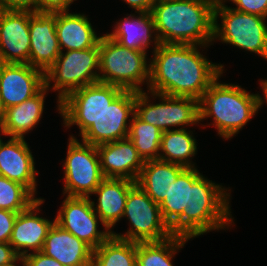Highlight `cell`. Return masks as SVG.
I'll return each mask as SVG.
<instances>
[{"mask_svg":"<svg viewBox=\"0 0 267 266\" xmlns=\"http://www.w3.org/2000/svg\"><path fill=\"white\" fill-rule=\"evenodd\" d=\"M198 168H185L170 183L165 199L159 204L164 221L170 226L186 206H190L191 184L201 175Z\"/></svg>","mask_w":267,"mask_h":266,"instance_id":"cell-27","label":"cell"},{"mask_svg":"<svg viewBox=\"0 0 267 266\" xmlns=\"http://www.w3.org/2000/svg\"><path fill=\"white\" fill-rule=\"evenodd\" d=\"M135 114V91L124 90L80 136L81 141L99 146L128 137Z\"/></svg>","mask_w":267,"mask_h":266,"instance_id":"cell-13","label":"cell"},{"mask_svg":"<svg viewBox=\"0 0 267 266\" xmlns=\"http://www.w3.org/2000/svg\"><path fill=\"white\" fill-rule=\"evenodd\" d=\"M207 48L210 47L160 43L152 52L153 57L150 56V78L146 90L199 100L210 84L225 71L224 64L213 63L203 55Z\"/></svg>","mask_w":267,"mask_h":266,"instance_id":"cell-1","label":"cell"},{"mask_svg":"<svg viewBox=\"0 0 267 266\" xmlns=\"http://www.w3.org/2000/svg\"><path fill=\"white\" fill-rule=\"evenodd\" d=\"M92 266H137L136 242L111 235L93 250Z\"/></svg>","mask_w":267,"mask_h":266,"instance_id":"cell-29","label":"cell"},{"mask_svg":"<svg viewBox=\"0 0 267 266\" xmlns=\"http://www.w3.org/2000/svg\"><path fill=\"white\" fill-rule=\"evenodd\" d=\"M222 72L198 100L199 124L212 125L223 140H231L259 111V97L239 84L219 81ZM211 123L202 124L206 119ZM202 122V123H201Z\"/></svg>","mask_w":267,"mask_h":266,"instance_id":"cell-4","label":"cell"},{"mask_svg":"<svg viewBox=\"0 0 267 266\" xmlns=\"http://www.w3.org/2000/svg\"><path fill=\"white\" fill-rule=\"evenodd\" d=\"M83 13H56V34L61 52L96 47L101 38Z\"/></svg>","mask_w":267,"mask_h":266,"instance_id":"cell-23","label":"cell"},{"mask_svg":"<svg viewBox=\"0 0 267 266\" xmlns=\"http://www.w3.org/2000/svg\"><path fill=\"white\" fill-rule=\"evenodd\" d=\"M193 132L187 128L162 132L158 159L185 168H196L192 159L198 152V142Z\"/></svg>","mask_w":267,"mask_h":266,"instance_id":"cell-26","label":"cell"},{"mask_svg":"<svg viewBox=\"0 0 267 266\" xmlns=\"http://www.w3.org/2000/svg\"><path fill=\"white\" fill-rule=\"evenodd\" d=\"M259 85L262 90V94H258L259 97V110L263 107L264 103L267 105V79H259Z\"/></svg>","mask_w":267,"mask_h":266,"instance_id":"cell-39","label":"cell"},{"mask_svg":"<svg viewBox=\"0 0 267 266\" xmlns=\"http://www.w3.org/2000/svg\"><path fill=\"white\" fill-rule=\"evenodd\" d=\"M226 4L223 0L215 4L213 45L220 41L267 61V18L234 10Z\"/></svg>","mask_w":267,"mask_h":266,"instance_id":"cell-6","label":"cell"},{"mask_svg":"<svg viewBox=\"0 0 267 266\" xmlns=\"http://www.w3.org/2000/svg\"><path fill=\"white\" fill-rule=\"evenodd\" d=\"M155 99H158L159 103H156ZM135 115L143 122L159 128L162 132L188 129L199 125L197 99L168 96L149 90L135 91Z\"/></svg>","mask_w":267,"mask_h":266,"instance_id":"cell-8","label":"cell"},{"mask_svg":"<svg viewBox=\"0 0 267 266\" xmlns=\"http://www.w3.org/2000/svg\"><path fill=\"white\" fill-rule=\"evenodd\" d=\"M45 86V73L30 64L0 63V99L5 109L36 95Z\"/></svg>","mask_w":267,"mask_h":266,"instance_id":"cell-15","label":"cell"},{"mask_svg":"<svg viewBox=\"0 0 267 266\" xmlns=\"http://www.w3.org/2000/svg\"><path fill=\"white\" fill-rule=\"evenodd\" d=\"M65 197L57 211L55 222L93 250L98 248L111 236V232L95 213L91 197ZM99 223L103 230L99 229Z\"/></svg>","mask_w":267,"mask_h":266,"instance_id":"cell-12","label":"cell"},{"mask_svg":"<svg viewBox=\"0 0 267 266\" xmlns=\"http://www.w3.org/2000/svg\"><path fill=\"white\" fill-rule=\"evenodd\" d=\"M38 199L25 186L0 176V209L20 213Z\"/></svg>","mask_w":267,"mask_h":266,"instance_id":"cell-31","label":"cell"},{"mask_svg":"<svg viewBox=\"0 0 267 266\" xmlns=\"http://www.w3.org/2000/svg\"><path fill=\"white\" fill-rule=\"evenodd\" d=\"M29 32V64L45 73L61 54L56 34V13L29 11Z\"/></svg>","mask_w":267,"mask_h":266,"instance_id":"cell-18","label":"cell"},{"mask_svg":"<svg viewBox=\"0 0 267 266\" xmlns=\"http://www.w3.org/2000/svg\"><path fill=\"white\" fill-rule=\"evenodd\" d=\"M28 266H63L52 257L46 256L43 252H34L24 256Z\"/></svg>","mask_w":267,"mask_h":266,"instance_id":"cell-36","label":"cell"},{"mask_svg":"<svg viewBox=\"0 0 267 266\" xmlns=\"http://www.w3.org/2000/svg\"><path fill=\"white\" fill-rule=\"evenodd\" d=\"M231 192V188L223 187L201 174L191 184L190 206H186L169 226L171 233L194 240L211 231L233 228L235 220L230 206Z\"/></svg>","mask_w":267,"mask_h":266,"instance_id":"cell-3","label":"cell"},{"mask_svg":"<svg viewBox=\"0 0 267 266\" xmlns=\"http://www.w3.org/2000/svg\"><path fill=\"white\" fill-rule=\"evenodd\" d=\"M123 91L121 87L97 82L71 92L60 102L58 112L64 128L76 125L81 136Z\"/></svg>","mask_w":267,"mask_h":266,"instance_id":"cell-11","label":"cell"},{"mask_svg":"<svg viewBox=\"0 0 267 266\" xmlns=\"http://www.w3.org/2000/svg\"><path fill=\"white\" fill-rule=\"evenodd\" d=\"M161 135L162 131L159 128L143 122L135 114L132 116L128 138L144 161L158 159Z\"/></svg>","mask_w":267,"mask_h":266,"instance_id":"cell-30","label":"cell"},{"mask_svg":"<svg viewBox=\"0 0 267 266\" xmlns=\"http://www.w3.org/2000/svg\"><path fill=\"white\" fill-rule=\"evenodd\" d=\"M104 178H124L136 182L145 161L127 137L96 146Z\"/></svg>","mask_w":267,"mask_h":266,"instance_id":"cell-19","label":"cell"},{"mask_svg":"<svg viewBox=\"0 0 267 266\" xmlns=\"http://www.w3.org/2000/svg\"><path fill=\"white\" fill-rule=\"evenodd\" d=\"M5 117V108L2 105L1 99H0V130L4 121Z\"/></svg>","mask_w":267,"mask_h":266,"instance_id":"cell-41","label":"cell"},{"mask_svg":"<svg viewBox=\"0 0 267 266\" xmlns=\"http://www.w3.org/2000/svg\"><path fill=\"white\" fill-rule=\"evenodd\" d=\"M29 11L0 10V63L29 64Z\"/></svg>","mask_w":267,"mask_h":266,"instance_id":"cell-16","label":"cell"},{"mask_svg":"<svg viewBox=\"0 0 267 266\" xmlns=\"http://www.w3.org/2000/svg\"><path fill=\"white\" fill-rule=\"evenodd\" d=\"M74 1L77 0H35V12L51 14L67 12Z\"/></svg>","mask_w":267,"mask_h":266,"instance_id":"cell-33","label":"cell"},{"mask_svg":"<svg viewBox=\"0 0 267 266\" xmlns=\"http://www.w3.org/2000/svg\"><path fill=\"white\" fill-rule=\"evenodd\" d=\"M41 252L63 266H92L93 249L56 222L49 229Z\"/></svg>","mask_w":267,"mask_h":266,"instance_id":"cell-22","label":"cell"},{"mask_svg":"<svg viewBox=\"0 0 267 266\" xmlns=\"http://www.w3.org/2000/svg\"><path fill=\"white\" fill-rule=\"evenodd\" d=\"M3 266H28V264L24 257H18L15 261Z\"/></svg>","mask_w":267,"mask_h":266,"instance_id":"cell-40","label":"cell"},{"mask_svg":"<svg viewBox=\"0 0 267 266\" xmlns=\"http://www.w3.org/2000/svg\"><path fill=\"white\" fill-rule=\"evenodd\" d=\"M3 138L0 134V176L25 186L36 197L40 173L29 143L25 138Z\"/></svg>","mask_w":267,"mask_h":266,"instance_id":"cell-14","label":"cell"},{"mask_svg":"<svg viewBox=\"0 0 267 266\" xmlns=\"http://www.w3.org/2000/svg\"><path fill=\"white\" fill-rule=\"evenodd\" d=\"M185 167L160 159L145 161L136 184L151 199L160 204L167 195L170 183L174 182Z\"/></svg>","mask_w":267,"mask_h":266,"instance_id":"cell-25","label":"cell"},{"mask_svg":"<svg viewBox=\"0 0 267 266\" xmlns=\"http://www.w3.org/2000/svg\"><path fill=\"white\" fill-rule=\"evenodd\" d=\"M44 202L42 197L17 214L9 243L19 257L42 251L47 233L55 223V218L50 220L43 214L40 216Z\"/></svg>","mask_w":267,"mask_h":266,"instance_id":"cell-17","label":"cell"},{"mask_svg":"<svg viewBox=\"0 0 267 266\" xmlns=\"http://www.w3.org/2000/svg\"><path fill=\"white\" fill-rule=\"evenodd\" d=\"M18 257L10 243L0 242V266L10 264Z\"/></svg>","mask_w":267,"mask_h":266,"instance_id":"cell-37","label":"cell"},{"mask_svg":"<svg viewBox=\"0 0 267 266\" xmlns=\"http://www.w3.org/2000/svg\"><path fill=\"white\" fill-rule=\"evenodd\" d=\"M97 82L99 44L88 49L61 52L54 64L45 72L46 88L57 93V112L60 111V102L68 94Z\"/></svg>","mask_w":267,"mask_h":266,"instance_id":"cell-7","label":"cell"},{"mask_svg":"<svg viewBox=\"0 0 267 266\" xmlns=\"http://www.w3.org/2000/svg\"><path fill=\"white\" fill-rule=\"evenodd\" d=\"M17 214L10 210L0 209V242L9 243Z\"/></svg>","mask_w":267,"mask_h":266,"instance_id":"cell-34","label":"cell"},{"mask_svg":"<svg viewBox=\"0 0 267 266\" xmlns=\"http://www.w3.org/2000/svg\"><path fill=\"white\" fill-rule=\"evenodd\" d=\"M135 184L124 178H104L92 193L97 197V201L91 198L93 209L110 232L122 220L128 192Z\"/></svg>","mask_w":267,"mask_h":266,"instance_id":"cell-21","label":"cell"},{"mask_svg":"<svg viewBox=\"0 0 267 266\" xmlns=\"http://www.w3.org/2000/svg\"><path fill=\"white\" fill-rule=\"evenodd\" d=\"M125 15L113 24V30L106 35L126 48L147 53L152 47L150 52H154L159 47L160 41L151 13L131 11V14Z\"/></svg>","mask_w":267,"mask_h":266,"instance_id":"cell-20","label":"cell"},{"mask_svg":"<svg viewBox=\"0 0 267 266\" xmlns=\"http://www.w3.org/2000/svg\"><path fill=\"white\" fill-rule=\"evenodd\" d=\"M0 10L35 12V0H0Z\"/></svg>","mask_w":267,"mask_h":266,"instance_id":"cell-35","label":"cell"},{"mask_svg":"<svg viewBox=\"0 0 267 266\" xmlns=\"http://www.w3.org/2000/svg\"><path fill=\"white\" fill-rule=\"evenodd\" d=\"M49 89L44 86L36 95L24 102L5 109V117L0 130L4 137L26 138L25 135L37 128L43 119L45 100Z\"/></svg>","mask_w":267,"mask_h":266,"instance_id":"cell-24","label":"cell"},{"mask_svg":"<svg viewBox=\"0 0 267 266\" xmlns=\"http://www.w3.org/2000/svg\"><path fill=\"white\" fill-rule=\"evenodd\" d=\"M134 12H151L154 0H122Z\"/></svg>","mask_w":267,"mask_h":266,"instance_id":"cell-38","label":"cell"},{"mask_svg":"<svg viewBox=\"0 0 267 266\" xmlns=\"http://www.w3.org/2000/svg\"><path fill=\"white\" fill-rule=\"evenodd\" d=\"M129 222L125 233L111 235L131 242L162 241L173 234L169 225L164 221L159 204L154 202L137 184L128 192L122 219Z\"/></svg>","mask_w":267,"mask_h":266,"instance_id":"cell-9","label":"cell"},{"mask_svg":"<svg viewBox=\"0 0 267 266\" xmlns=\"http://www.w3.org/2000/svg\"><path fill=\"white\" fill-rule=\"evenodd\" d=\"M189 240L172 235L162 241L136 243V264L137 266H174L172 260Z\"/></svg>","mask_w":267,"mask_h":266,"instance_id":"cell-28","label":"cell"},{"mask_svg":"<svg viewBox=\"0 0 267 266\" xmlns=\"http://www.w3.org/2000/svg\"><path fill=\"white\" fill-rule=\"evenodd\" d=\"M231 2L232 9L267 18V0H223Z\"/></svg>","mask_w":267,"mask_h":266,"instance_id":"cell-32","label":"cell"},{"mask_svg":"<svg viewBox=\"0 0 267 266\" xmlns=\"http://www.w3.org/2000/svg\"><path fill=\"white\" fill-rule=\"evenodd\" d=\"M148 53L126 48L102 34L99 40V82L136 92L148 88L150 58Z\"/></svg>","mask_w":267,"mask_h":266,"instance_id":"cell-5","label":"cell"},{"mask_svg":"<svg viewBox=\"0 0 267 266\" xmlns=\"http://www.w3.org/2000/svg\"><path fill=\"white\" fill-rule=\"evenodd\" d=\"M68 141L66 157L61 162L64 171L62 194L91 197L104 179L96 146L79 141L73 134Z\"/></svg>","mask_w":267,"mask_h":266,"instance_id":"cell-10","label":"cell"},{"mask_svg":"<svg viewBox=\"0 0 267 266\" xmlns=\"http://www.w3.org/2000/svg\"><path fill=\"white\" fill-rule=\"evenodd\" d=\"M216 1H154L150 13L160 43L213 45Z\"/></svg>","mask_w":267,"mask_h":266,"instance_id":"cell-2","label":"cell"}]
</instances>
